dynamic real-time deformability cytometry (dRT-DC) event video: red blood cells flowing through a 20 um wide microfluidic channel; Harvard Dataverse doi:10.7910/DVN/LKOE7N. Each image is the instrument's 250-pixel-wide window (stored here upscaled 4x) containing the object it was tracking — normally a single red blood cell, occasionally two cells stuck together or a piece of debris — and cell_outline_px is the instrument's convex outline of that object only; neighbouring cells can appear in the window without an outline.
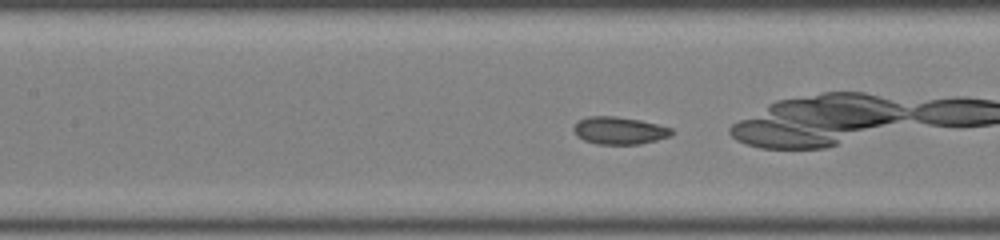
{"species": "common noctule bat (a hibernating species)", "species_latin": "Nyctalus noctula", "temperature_condition": "room temperature", "stored_images_in_passage": 47, "camera_frame_rate_fps": 3000, "um_per_image_px": 0.085, "animal": {"sex": "male", "body_mass_g": 19.0, "forearm_length_mm": 50.8}, "frame": {"image": 1, "passage_image": 21, "time_ms": 6.667, "image_size_px": [1000, 240], "cell_outline_px": [[676, 132], [672, 136], [640, 144], [596, 144], [584, 140], [576, 136], [572, 128], [580, 120], [588, 116], [616, 116], [640, 120], [672, 128]], "centroid_in_image_um": [52.66, 11.1], "position_along_channel_um": 154.7, "area_um2": 15.78}, "authors_computed_cell_mechanics": {"area_um2": 16.5308, "velocity_mm_per_s": 4.0679, "shape_relaxation_time_tau1_ms": null, "shape_relaxation_time_tau2_ms": 0.9167, "deformation_change_tau1": null, "deformation_change_tau2": 0.0398}}